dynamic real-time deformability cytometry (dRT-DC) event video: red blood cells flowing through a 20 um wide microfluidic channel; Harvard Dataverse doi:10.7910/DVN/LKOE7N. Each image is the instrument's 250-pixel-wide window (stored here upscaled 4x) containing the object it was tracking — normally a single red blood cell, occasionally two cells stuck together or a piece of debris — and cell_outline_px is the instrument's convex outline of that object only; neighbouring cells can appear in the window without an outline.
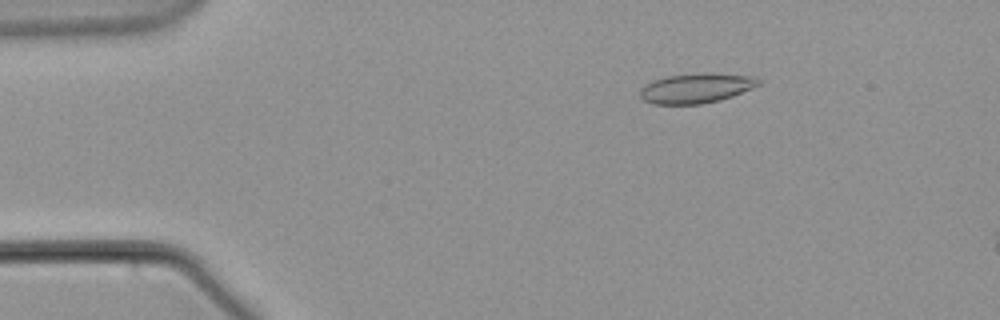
{"species": "common noctule bat (a hibernating species)", "species_latin": "Nyctalus noctula", "temperature_condition": "warm", "stored_images_in_passage": 56, "camera_frame_rate_fps": 3000, "um_per_image_px": 0.085, "animal": {"sex": "male", "body_mass_g": 21.5, "forearm_length_mm": 52.0}, "frame": {"image": 1, "passage_image": 9, "time_ms": 2.667, "image_size_px": [1000, 320], "cell_outline_px": [[764, 80], [760, 84], [752, 88], [732, 96], [720, 100], [700, 104], [652, 104], [644, 100], [640, 96], [640, 88], [644, 84], [652, 80], [668, 76], [704, 72], [756, 76]], "centroid_in_image_um": [59.2, 7.48], "position_along_channel_um": 25.8, "area_um2": 20.87}}
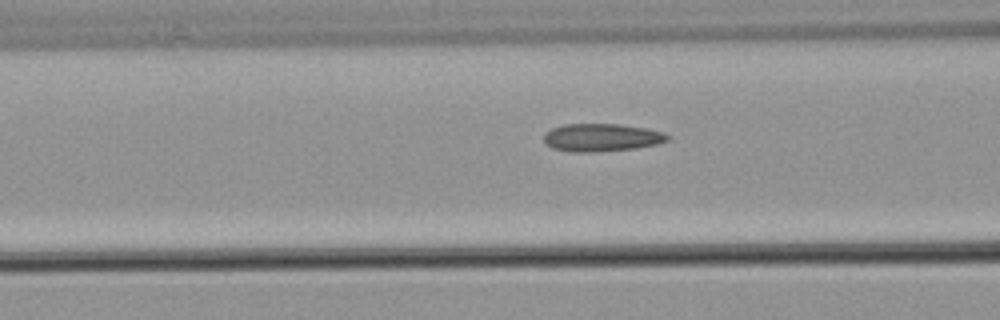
{"frame": {"image": 2, "passage_image": 22, "time_ms": 7.0, "image_size_px": [1000, 320], "cell_outline_px": [[668, 140], [656, 144], [636, 148], [592, 152], [572, 152], [552, 148], [544, 140], [544, 132], [552, 128], [564, 124], [620, 124], [644, 128], [660, 132], [668, 136]], "centroid_in_image_um": [51.08, 11.69], "position_along_channel_um": 115.5, "area_um2": 19.83}}
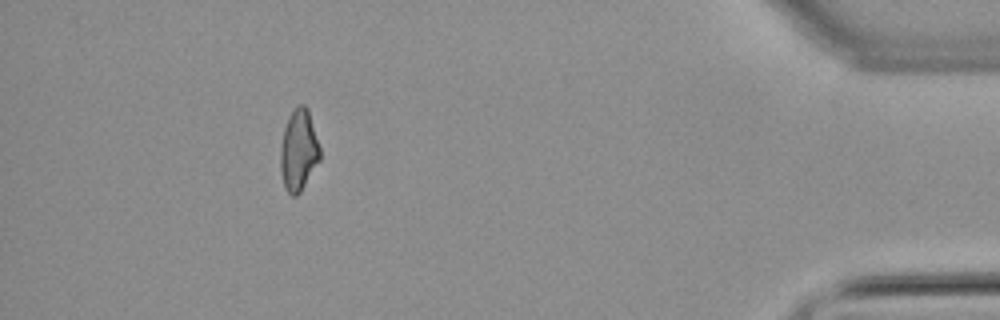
{"frame": {"image": 3, "passage_image": 51, "time_ms": 16.667, "image_size_px": [1000, 320], "cell_outline_px": [[320, 160], [300, 192], [296, 196], [292, 196], [284, 188], [280, 168], [280, 148], [284, 128], [288, 116], [300, 104], [304, 104], [308, 108], [320, 148]], "centroid_in_image_um": [25.38, 12.78], "position_along_channel_um": 409.8, "area_um2": 18.73}}